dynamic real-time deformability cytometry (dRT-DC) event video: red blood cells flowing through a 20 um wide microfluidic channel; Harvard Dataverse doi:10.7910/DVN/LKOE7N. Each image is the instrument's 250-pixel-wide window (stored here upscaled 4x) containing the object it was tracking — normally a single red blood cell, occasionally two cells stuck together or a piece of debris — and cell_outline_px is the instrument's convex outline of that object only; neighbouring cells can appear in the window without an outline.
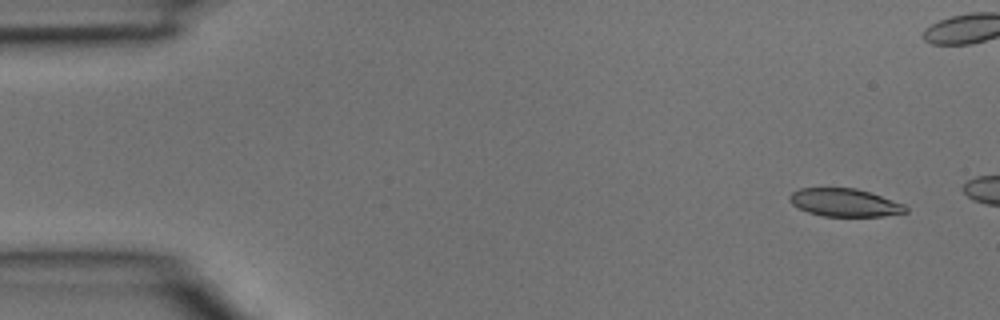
{"species": "common noctule bat (a hibernating species)", "species_latin": "Nyctalus noctula", "temperature_condition": "room temperature", "stored_images_in_passage": 3, "camera_frame_rate_fps": 3000, "um_per_image_px": 0.085, "animal": {"sex": "male", "body_mass_g": 15.6}, "frame": {"image": 1, "passage_image": 1, "time_ms": 0.0, "image_size_px": [1000, 320], "cell_outline_px": [[908, 212], [884, 216], [824, 216], [808, 212], [792, 204], [788, 196], [792, 192], [800, 188], [856, 188], [904, 204], [908, 208]], "centroid_in_image_um": [71.8, 17.22], "position_along_channel_um": 13.2, "area_um2": 18.73}}